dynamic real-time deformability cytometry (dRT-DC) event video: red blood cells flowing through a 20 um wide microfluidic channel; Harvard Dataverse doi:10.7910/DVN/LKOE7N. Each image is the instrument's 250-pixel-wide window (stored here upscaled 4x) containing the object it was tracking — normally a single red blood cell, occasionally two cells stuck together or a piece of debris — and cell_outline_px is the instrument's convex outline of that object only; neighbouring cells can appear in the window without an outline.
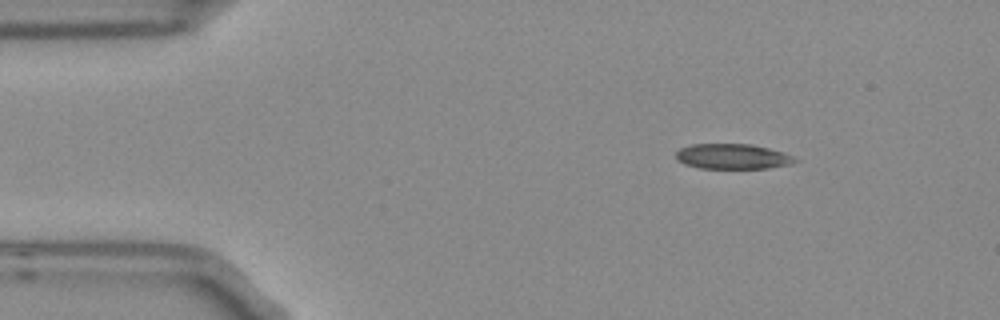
{"species": "Egyptian fruit bat (a non-hibernating species)", "species_latin": "Rousettus aegyptiacus", "temperature_condition": "room temperature", "stored_images_in_passage": 4, "camera_frame_rate_fps": 3000, "um_per_image_px": 0.085, "frame": {"image": 1, "passage_image": 2, "time_ms": 0.333, "image_size_px": [1000, 320], "cell_outline_px": [[800, 160], [792, 164], [768, 168], [700, 168], [684, 164], [676, 160], [676, 152], [680, 148], [692, 144], [752, 144], [784, 152]], "centroid_in_image_um": [62.28, 13.3], "position_along_channel_um": 22.7, "area_um2": 17.57}}